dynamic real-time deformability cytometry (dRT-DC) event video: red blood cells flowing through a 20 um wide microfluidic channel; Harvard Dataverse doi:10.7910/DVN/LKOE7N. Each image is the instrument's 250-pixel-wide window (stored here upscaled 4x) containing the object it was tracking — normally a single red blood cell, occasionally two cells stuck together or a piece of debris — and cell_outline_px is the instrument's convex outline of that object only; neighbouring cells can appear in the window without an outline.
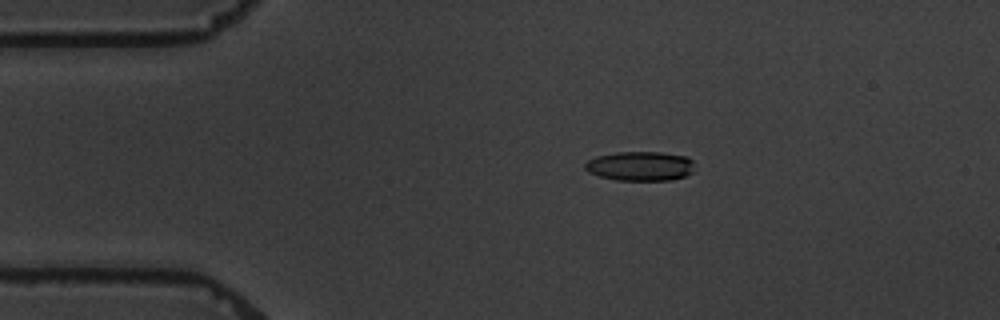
{"species": "common noctule bat (a hibernating species)", "species_latin": "Nyctalus noctula", "temperature_condition": "warm", "stored_images_in_passage": 7, "camera_frame_rate_fps": 3000, "um_per_image_px": 0.085, "animal": {"sex": "male", "body_mass_g": 19.5, "forearm_length_mm": 54.6}, "frame": {"image": 1, "passage_image": 3, "time_ms": 2.667, "image_size_px": [1000, 320], "cell_outline_px": [[692, 172], [684, 176], [672, 180], [616, 180], [600, 176], [588, 172], [584, 168], [584, 164], [588, 160], [596, 156], [616, 152], [660, 152], [688, 156], [692, 160]], "centroid_in_image_um": [54.4, 14.11], "position_along_channel_um": 30.6, "area_um2": 18.79}}
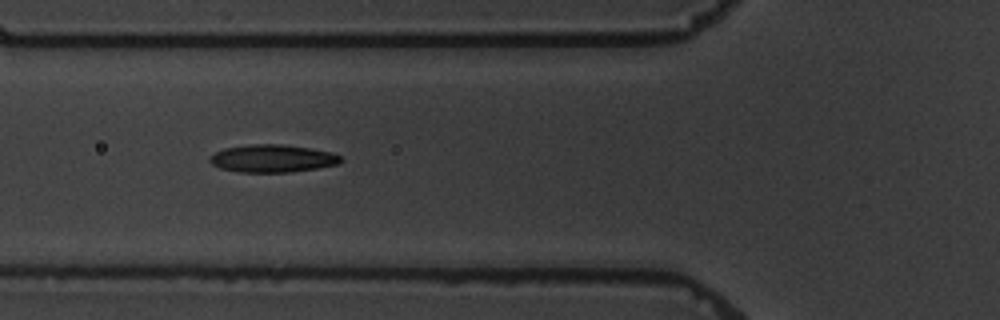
{"frame": {"image": 2, "passage_image": 6, "time_ms": 6.0, "image_size_px": [1000, 320], "cell_outline_px": [[344, 160], [336, 164], [316, 168], [288, 172], [240, 172], [220, 168], [212, 164], [208, 160], [208, 156], [224, 148], [252, 144], [284, 144], [312, 148], [332, 152], [340, 156]], "centroid_in_image_um": [23.14, 13.46], "position_along_channel_um": 102.7, "area_um2": 21.15}}
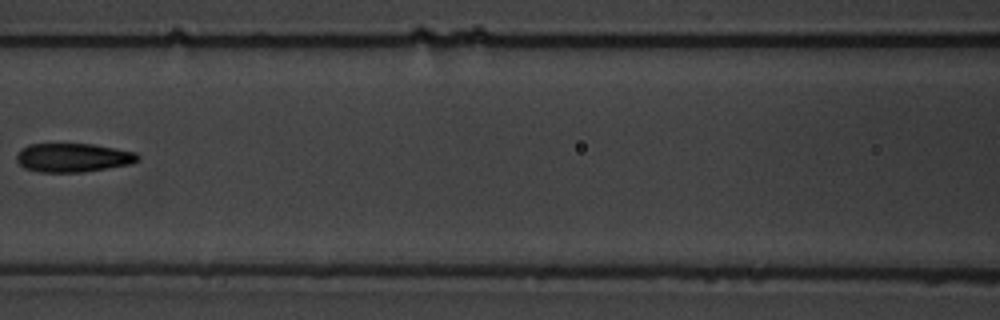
{"frame": {"image": 3, "passage_image": 7, "time_ms": 7.667, "image_size_px": [1000, 320], "cell_outline_px": [[140, 160], [132, 164], [84, 172], [40, 172], [24, 168], [16, 160], [16, 156], [28, 144], [92, 144], [136, 152], [140, 156]], "centroid_in_image_um": [6.25, 13.4], "position_along_channel_um": 160.3, "area_um2": 20.35}}